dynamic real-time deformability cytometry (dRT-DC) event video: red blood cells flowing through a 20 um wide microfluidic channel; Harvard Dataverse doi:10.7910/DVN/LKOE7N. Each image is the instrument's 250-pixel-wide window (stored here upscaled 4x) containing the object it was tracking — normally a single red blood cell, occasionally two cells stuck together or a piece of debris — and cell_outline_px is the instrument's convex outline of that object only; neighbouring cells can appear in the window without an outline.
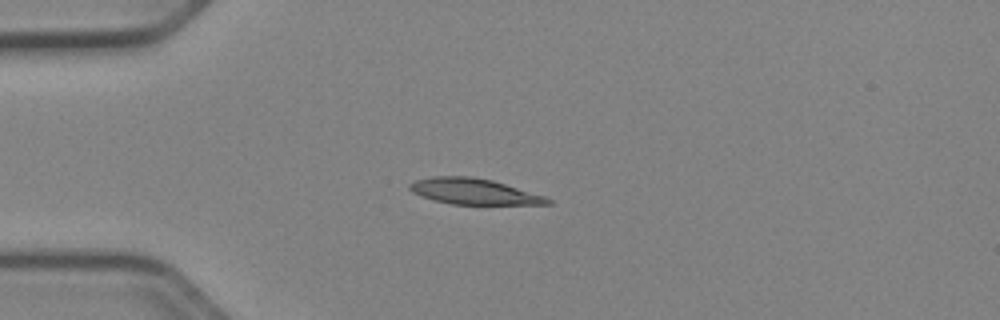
{"species": "Egyptian fruit bat (a non-hibernating species)", "species_latin": "Rousettus aegyptiacus", "temperature_condition": "cold", "stored_images_in_passage": 39, "camera_frame_rate_fps": 3000, "um_per_image_px": 0.085, "animal": {"sex": "female"}, "frame": {"image": 1, "passage_image": 1, "time_ms": 0.0, "image_size_px": [1000, 320], "cell_outline_px": [[552, 204], [452, 204], [436, 200], [412, 192], [408, 188], [408, 184], [416, 180], [432, 176], [472, 176], [492, 180], [544, 196], [552, 200]], "centroid_in_image_um": [40.26, 16.26], "position_along_channel_um": 44.7, "area_um2": 20.46}}
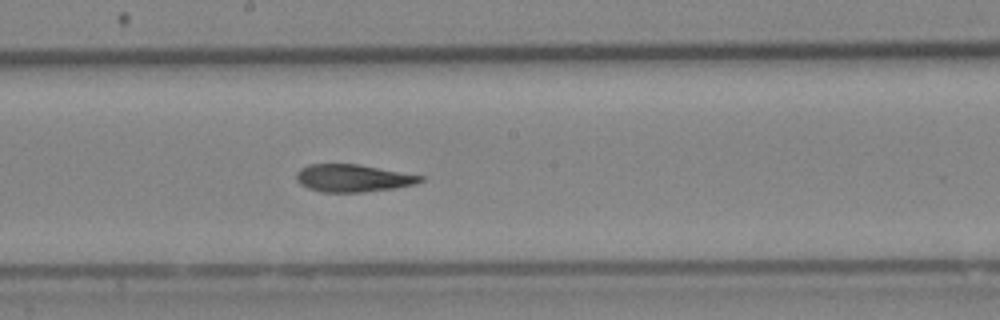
{"frame": {"image": 2, "passage_image": 16, "time_ms": 5.0, "image_size_px": [1000, 320], "cell_outline_px": [[424, 180], [416, 184], [396, 188], [364, 192], [320, 192], [308, 188], [300, 184], [296, 180], [296, 172], [300, 168], [308, 164], [360, 164], [424, 176]], "centroid_in_image_um": [30.0, 15.14], "position_along_channel_um": 218.2, "area_um2": 20.11}}
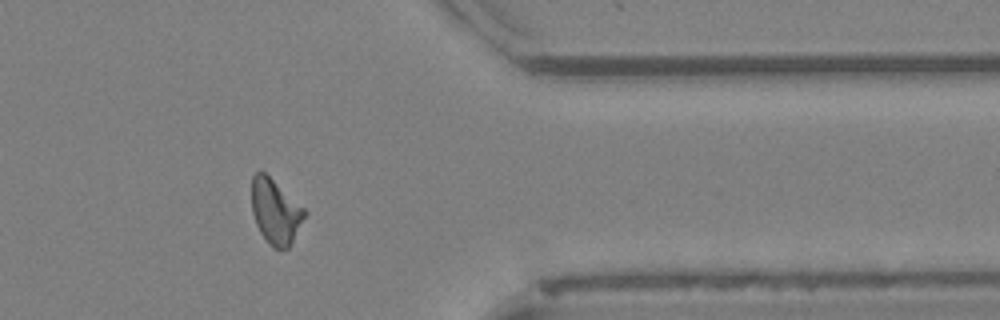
{"frame": {"image": 3, "passage_image": 30, "time_ms": 9.667, "image_size_px": [1000, 320], "cell_outline_px": [[308, 212], [288, 248], [272, 248], [268, 244], [260, 232], [256, 224], [252, 212], [252, 176], [256, 172], [264, 172], [304, 208]], "centroid_in_image_um": [23.4, 18.0], "position_along_channel_um": 388.0, "area_um2": 19.71}, "authors_computed_cell_mechanics": {"area_um2": 20.3456, "velocity_mm_per_s": 3.9232, "shape_relaxation_time_tau1_ms": null, "shape_relaxation_time_tau2_ms": 4.3445, "deformation_change_tau1": null, "deformation_change_tau2": 0.126}}